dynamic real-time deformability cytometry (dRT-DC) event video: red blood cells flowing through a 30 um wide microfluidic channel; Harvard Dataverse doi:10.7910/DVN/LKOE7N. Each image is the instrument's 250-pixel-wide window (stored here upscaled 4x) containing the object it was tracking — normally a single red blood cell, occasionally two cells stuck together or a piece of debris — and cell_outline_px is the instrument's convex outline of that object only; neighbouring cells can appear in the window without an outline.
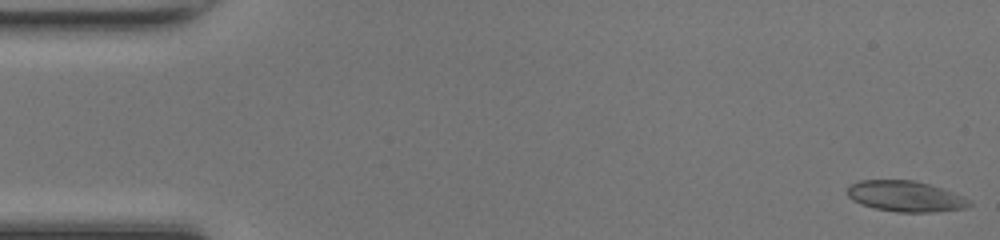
{"species": "common noctule bat (a hibernating species)", "species_latin": "Nyctalus noctula", "temperature_condition": "room temperature", "stored_images_in_passage": 49, "camera_frame_rate_fps": 3000, "um_per_image_px": 0.085, "animal": {"sex": "female", "body_mass_g": 17.0, "forearm_length_mm": 48.0}, "frame": {"image": 1, "passage_image": 1, "time_ms": 0.0, "image_size_px": [1000, 240], "cell_outline_px": [[972, 204], [964, 208], [932, 212], [896, 212], [876, 208], [860, 204], [852, 200], [848, 196], [848, 188], [852, 184], [860, 180], [916, 180], [952, 192], [972, 200]], "centroid_in_image_um": [76.96, 16.69], "position_along_channel_um": 8.0, "area_um2": 21.73}}
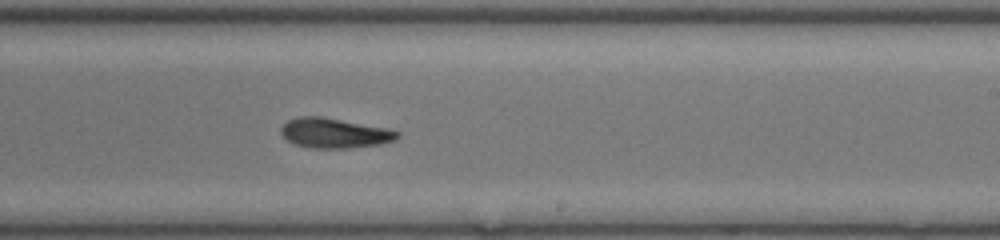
{"frame": {"image": 2, "passage_image": 29, "time_ms": 9.333, "image_size_px": [1000, 240], "cell_outline_px": [[400, 136], [396, 140], [380, 144], [348, 148], [312, 148], [292, 144], [280, 132], [280, 128], [288, 120], [300, 116], [320, 116], [388, 128], [400, 132]], "centroid_in_image_um": [28.44, 11.31], "position_along_channel_um": 260.6, "area_um2": 20.35}}
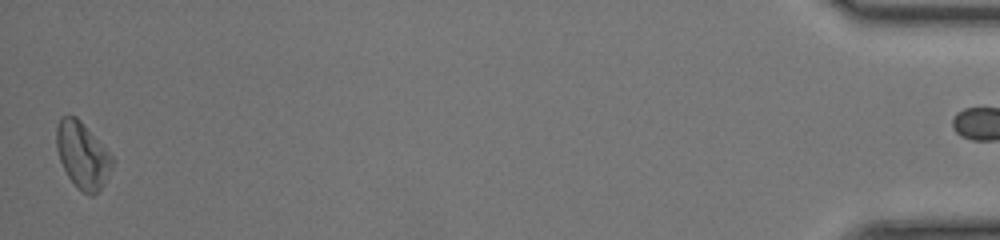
{"frame": {"image": 3, "passage_image": 48, "time_ms": 15.667, "image_size_px": [1000, 240], "cell_outline_px": [[116, 160], [104, 184], [92, 196], [88, 196], [76, 188], [68, 176], [60, 160], [56, 148], [56, 124], [60, 116], [68, 112], [76, 116], [80, 120]], "centroid_in_image_um": [6.99, 13.17], "position_along_channel_um": 428.2, "area_um2": 21.91}, "authors_computed_cell_mechanics": {"area_um2": 20.5768, "velocity_mm_per_s": 4.2525, "shape_relaxation_time_tau1_ms": 3.2913, "shape_relaxation_time_tau2_ms": 5.2731, "deformation_change_tau1": 0.1383, "deformation_change_tau2": 0.1467}}